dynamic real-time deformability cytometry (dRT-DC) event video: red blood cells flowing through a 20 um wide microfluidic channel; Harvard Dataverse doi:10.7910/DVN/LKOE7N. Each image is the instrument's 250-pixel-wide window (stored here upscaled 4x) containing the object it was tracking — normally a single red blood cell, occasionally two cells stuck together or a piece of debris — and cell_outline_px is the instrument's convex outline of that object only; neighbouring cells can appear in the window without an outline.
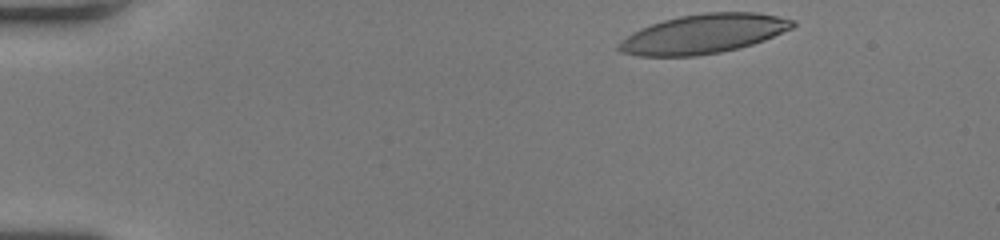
{"species": "human", "species_latin": "Homo sapiens", "temperature_condition": "room temperature", "stored_images_in_passage": 39, "camera_frame_rate_fps": 3000, "um_per_image_px": 0.085, "donor": {"sex": "female"}, "frame": {"image": 1, "passage_image": 1, "time_ms": 0.0, "image_size_px": [1000, 240], "cell_outline_px": [[796, 24], [792, 28], [764, 40], [740, 48], [720, 52], [696, 56], [640, 56], [620, 52], [616, 48], [616, 44], [620, 40], [632, 32], [640, 28], [664, 20], [680, 16], [704, 12], [756, 12], [796, 20]], "centroid_in_image_um": [59.77, 2.88], "position_along_channel_um": 25.2, "area_um2": 39.88}}
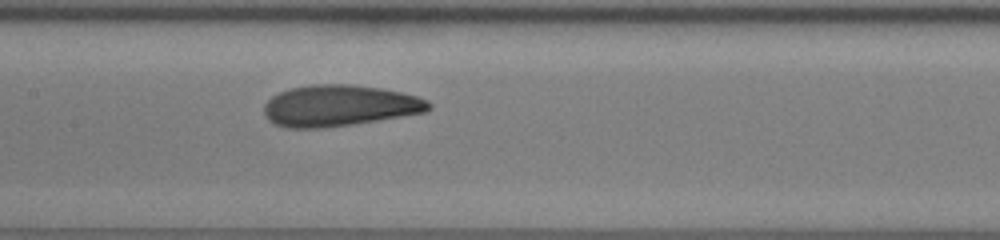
{"frame": {"image": 2, "passage_image": 20, "time_ms": 6.333, "image_size_px": [1000, 240], "cell_outline_px": [[432, 108], [424, 112], [352, 124], [320, 128], [288, 128], [276, 124], [268, 120], [264, 116], [264, 104], [272, 96], [280, 92], [292, 88], [312, 84], [348, 84], [380, 88], [400, 92], [416, 96], [428, 100], [432, 104]], "centroid_in_image_um": [28.82, 8.98], "position_along_channel_um": 178.6, "area_um2": 39.36}}
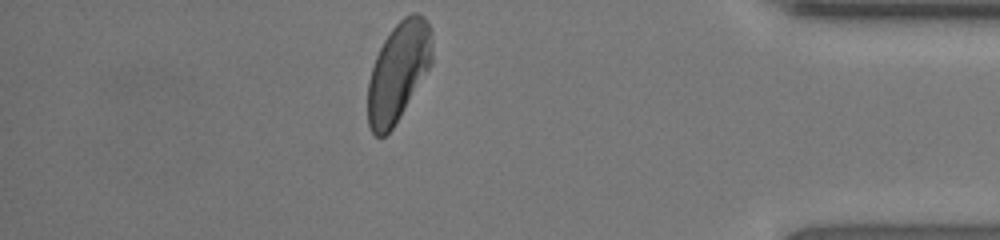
{"frame": {"image": 3, "passage_image": 39, "time_ms": 12.667, "image_size_px": [1000, 240], "cell_outline_px": [[432, 64], [400, 116], [392, 128], [384, 136], [376, 136], [372, 132], [368, 124], [368, 80], [376, 56], [384, 40], [392, 28], [404, 16], [412, 12], [416, 12], [424, 16], [432, 32]], "centroid_in_image_um": [33.86, 6.06], "position_along_channel_um": 401.3, "area_um2": 36.99}, "authors_computed_cell_mechanics": {"area_um2": 39.0728, "velocity_mm_per_s": 4.0232, "shape_relaxation_time_tau1_ms": 6.3913, "shape_relaxation_time_tau2_ms": 1.7529, "deformation_change_tau1": 0.2044, "deformation_change_tau2": 0.0792}}